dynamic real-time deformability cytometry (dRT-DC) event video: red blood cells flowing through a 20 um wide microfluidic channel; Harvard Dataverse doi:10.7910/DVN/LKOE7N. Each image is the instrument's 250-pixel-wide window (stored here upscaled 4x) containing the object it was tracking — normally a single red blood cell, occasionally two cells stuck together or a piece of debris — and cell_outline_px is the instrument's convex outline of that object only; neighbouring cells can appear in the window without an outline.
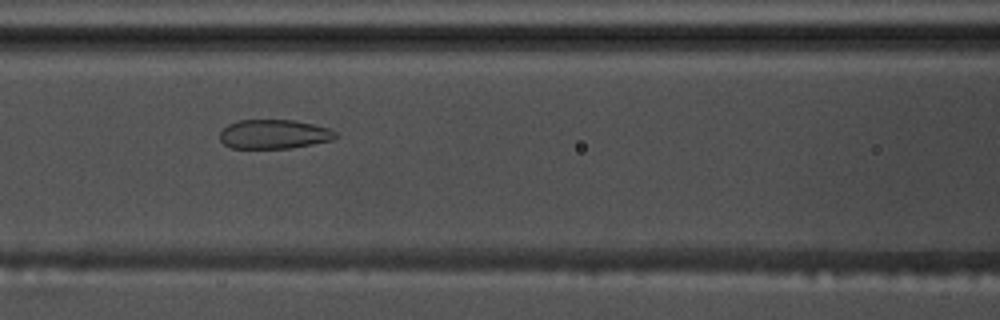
{"species": "common noctule bat (a hibernating species)", "species_latin": "Nyctalus noctula", "temperature_condition": "warm", "stored_images_in_passage": 37, "camera_frame_rate_fps": 3000, "um_per_image_px": 0.085, "animal": {"sex": "male", "body_mass_g": 17.5, "forearm_length_mm": 52.3}, "frame": {"image": 1, "passage_image": 12, "time_ms": 3.667, "image_size_px": [1000, 320], "cell_outline_px": [[336, 136], [332, 140], [292, 148], [232, 148], [224, 144], [220, 140], [220, 132], [228, 124], [240, 120], [296, 120], [328, 128], [336, 132]], "centroid_in_image_um": [23.27, 11.4], "position_along_channel_um": 143.3, "area_um2": 19.59}}
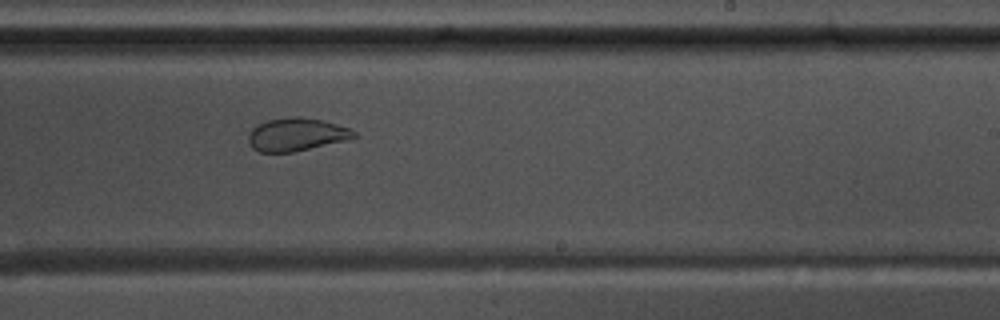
{"frame": {"image": 2, "passage_image": 22, "time_ms": 7.0, "image_size_px": [1000, 320], "cell_outline_px": [[356, 136], [344, 140], [292, 152], [260, 152], [252, 148], [248, 144], [248, 136], [252, 128], [268, 120], [292, 116], [300, 116], [324, 120], [348, 128], [356, 132]], "centroid_in_image_um": [25.15, 11.42], "position_along_channel_um": 263.8, "area_um2": 20.06}}
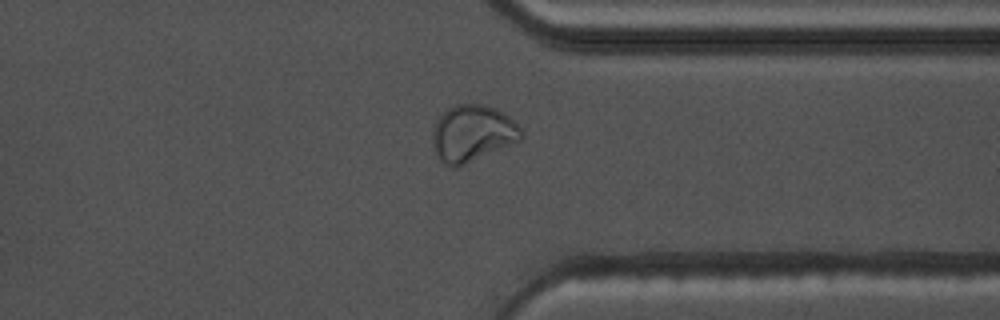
{"frame": {"image": 3, "passage_image": 31, "time_ms": 10.0, "image_size_px": [1000, 320], "cell_outline_px": [[524, 136], [520, 140], [456, 168], [452, 168], [440, 160], [436, 152], [432, 140], [432, 132], [436, 120], [448, 108], [456, 104], [484, 104], [496, 108], [504, 112], [524, 132]], "centroid_in_image_um": [40.15, 11.32], "position_along_channel_um": 371.2, "area_um2": 29.13}}